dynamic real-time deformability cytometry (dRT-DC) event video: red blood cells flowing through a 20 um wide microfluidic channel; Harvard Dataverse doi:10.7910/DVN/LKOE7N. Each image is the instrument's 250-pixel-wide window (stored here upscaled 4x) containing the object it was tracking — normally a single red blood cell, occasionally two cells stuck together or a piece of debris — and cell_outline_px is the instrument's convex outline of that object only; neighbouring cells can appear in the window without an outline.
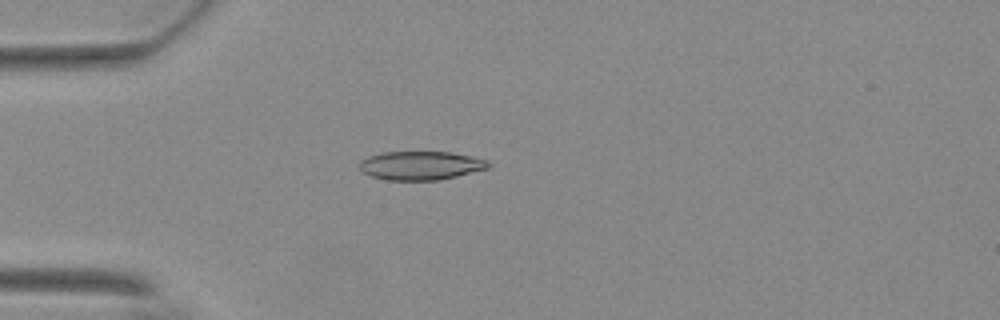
{"species": "Egyptian fruit bat (a non-hibernating species)", "species_latin": "Rousettus aegyptiacus", "temperature_condition": "warm", "stored_images_in_passage": 29, "camera_frame_rate_fps": 3000, "um_per_image_px": 0.085, "animal": {"sex": "female"}, "frame": {"image": 1, "passage_image": 16, "time_ms": 5.0, "image_size_px": [1000, 320], "cell_outline_px": [[492, 164], [488, 168], [440, 180], [388, 180], [372, 176], [364, 172], [360, 168], [360, 160], [368, 156], [384, 152], [448, 152], [472, 156], [488, 160]], "centroid_in_image_um": [35.78, 14.06], "position_along_channel_um": 49.2, "area_um2": 21.44}}
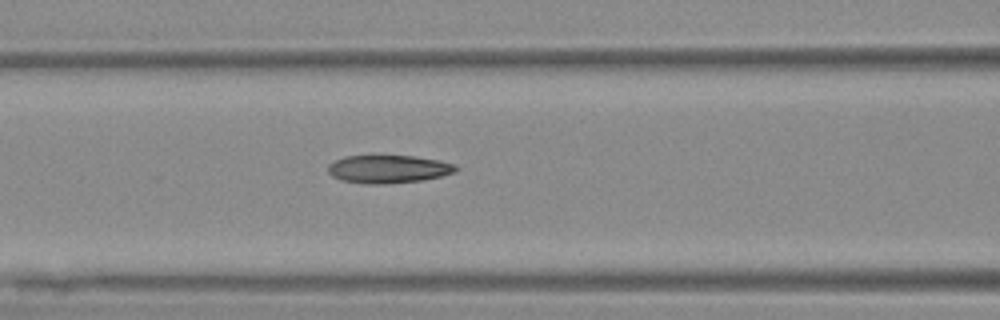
{"frame": {"image": 2, "passage_image": 24, "time_ms": 7.667, "image_size_px": [1000, 320], "cell_outline_px": [[460, 168], [456, 172], [424, 180], [384, 184], [368, 184], [340, 180], [332, 176], [328, 172], [328, 164], [344, 156], [416, 156], [440, 160], [456, 164]], "centroid_in_image_um": [33.04, 14.37], "position_along_channel_um": 133.6, "area_um2": 21.04}}
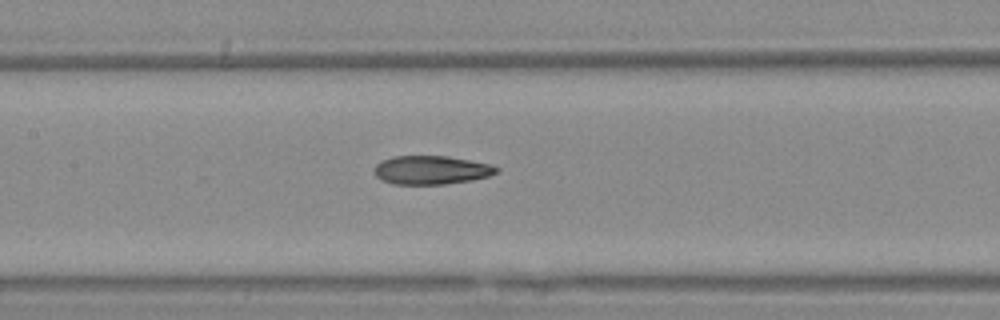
{"frame": {"image": 3, "passage_image": 27, "time_ms": 8.667, "image_size_px": [1000, 320], "cell_outline_px": [[500, 168], [496, 172], [488, 176], [472, 180], [444, 184], [392, 184], [380, 180], [376, 176], [376, 164], [392, 156], [448, 156], [488, 164]], "centroid_in_image_um": [36.64, 14.46], "position_along_channel_um": 170.8, "area_um2": 20.17}}